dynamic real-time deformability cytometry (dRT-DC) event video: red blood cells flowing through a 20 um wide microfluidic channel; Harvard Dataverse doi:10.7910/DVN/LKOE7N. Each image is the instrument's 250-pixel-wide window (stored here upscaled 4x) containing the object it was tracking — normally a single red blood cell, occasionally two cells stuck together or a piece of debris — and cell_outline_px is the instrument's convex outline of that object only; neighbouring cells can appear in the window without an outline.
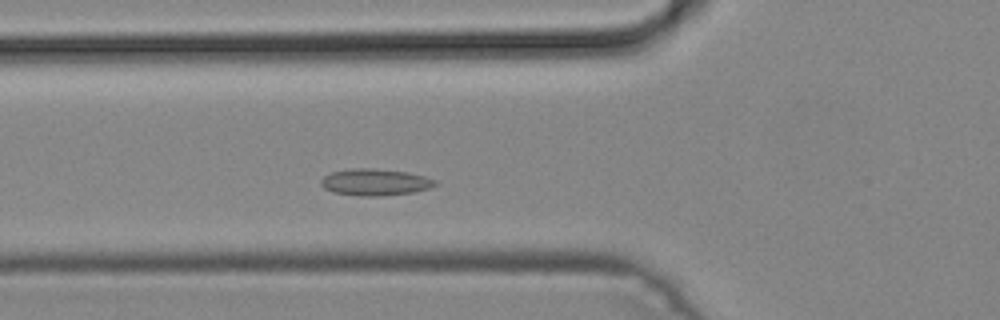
{"species": "common noctule bat (a hibernating species)", "species_latin": "Nyctalus noctula", "temperature_condition": "cold", "stored_images_in_passage": 34, "camera_frame_rate_fps": 3000, "um_per_image_px": 0.085, "animal": {"sex": "male", "body_mass_g": 19.2, "forearm_length_mm": 51.8}, "frame": {"image": 1, "passage_image": 10, "time_ms": 3.0, "image_size_px": [1000, 320], "cell_outline_px": [[440, 184], [428, 188], [412, 192], [376, 196], [360, 196], [332, 192], [324, 188], [320, 184], [320, 180], [324, 176], [332, 172], [348, 168], [372, 168], [408, 172], [424, 176], [436, 180]], "centroid_in_image_um": [31.86, 15.47], "position_along_channel_um": 93.9, "area_um2": 17.8}}
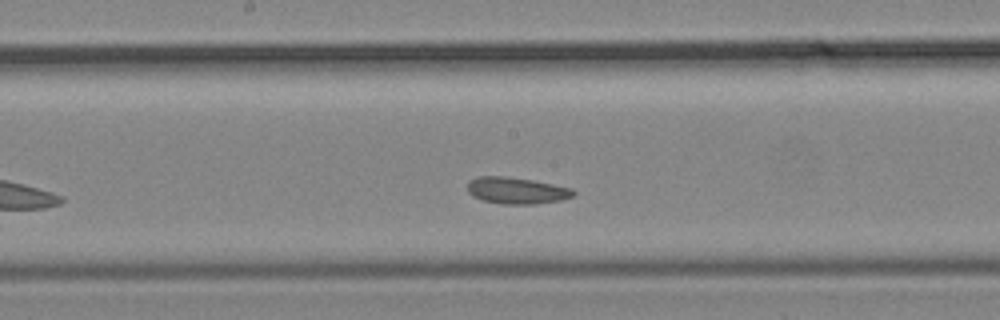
{"frame": {"image": 2, "passage_image": 18, "time_ms": 5.667, "image_size_px": [1000, 320], "cell_outline_px": [[576, 196], [560, 200], [532, 204], [504, 204], [484, 200], [472, 196], [468, 192], [468, 180], [476, 176], [508, 176], [532, 180], [572, 188], [576, 192]], "centroid_in_image_um": [43.91, 16.18], "position_along_channel_um": 204.3, "area_um2": 16.47}}
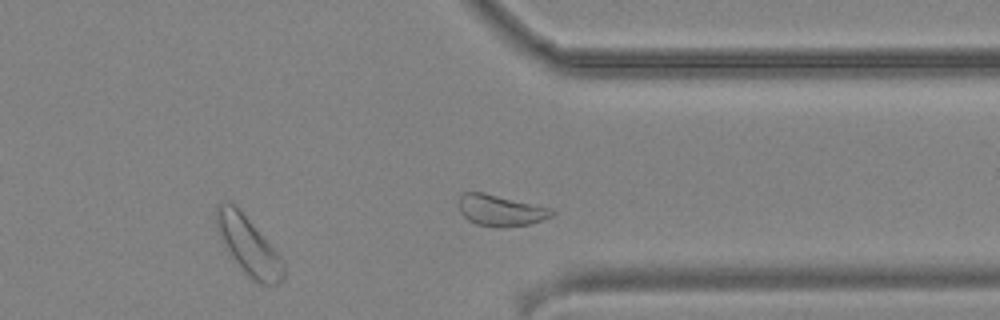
{"frame": {"image": 3, "passage_image": 30, "time_ms": 9.667, "image_size_px": [1000, 320], "cell_outline_px": [[284, 276], [276, 284], [260, 284], [232, 256], [220, 236], [216, 228], [216, 208], [220, 200], [228, 200], [236, 204], [284, 260]], "centroid_in_image_um": [21.11, 20.77], "position_along_channel_um": 390.3, "area_um2": 22.08}}